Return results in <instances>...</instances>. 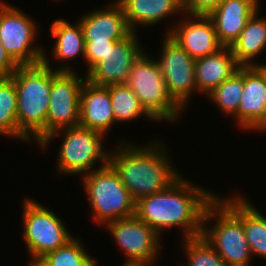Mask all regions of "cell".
Masks as SVG:
<instances>
[{
  "mask_svg": "<svg viewBox=\"0 0 266 266\" xmlns=\"http://www.w3.org/2000/svg\"><path fill=\"white\" fill-rule=\"evenodd\" d=\"M215 198L180 176L167 189L136 201L135 216L160 236L164 228L179 226L185 239L199 237L204 211Z\"/></svg>",
  "mask_w": 266,
  "mask_h": 266,
  "instance_id": "1",
  "label": "cell"
},
{
  "mask_svg": "<svg viewBox=\"0 0 266 266\" xmlns=\"http://www.w3.org/2000/svg\"><path fill=\"white\" fill-rule=\"evenodd\" d=\"M121 142L119 149L109 154V163L135 202L167 189L180 177L166 156L165 146L159 142L146 147Z\"/></svg>",
  "mask_w": 266,
  "mask_h": 266,
  "instance_id": "2",
  "label": "cell"
},
{
  "mask_svg": "<svg viewBox=\"0 0 266 266\" xmlns=\"http://www.w3.org/2000/svg\"><path fill=\"white\" fill-rule=\"evenodd\" d=\"M48 60L44 53L42 63L18 66L10 76L17 93L19 140L31 141L34 138L39 144L46 138V118L51 92V65Z\"/></svg>",
  "mask_w": 266,
  "mask_h": 266,
  "instance_id": "3",
  "label": "cell"
},
{
  "mask_svg": "<svg viewBox=\"0 0 266 266\" xmlns=\"http://www.w3.org/2000/svg\"><path fill=\"white\" fill-rule=\"evenodd\" d=\"M82 177L94 221L106 224L135 216L136 202L110 163Z\"/></svg>",
  "mask_w": 266,
  "mask_h": 266,
  "instance_id": "4",
  "label": "cell"
},
{
  "mask_svg": "<svg viewBox=\"0 0 266 266\" xmlns=\"http://www.w3.org/2000/svg\"><path fill=\"white\" fill-rule=\"evenodd\" d=\"M215 215L217 217H215ZM216 219L206 228L210 218ZM202 236L228 266H249L251 251L242 221L219 199L215 198L204 211Z\"/></svg>",
  "mask_w": 266,
  "mask_h": 266,
  "instance_id": "5",
  "label": "cell"
},
{
  "mask_svg": "<svg viewBox=\"0 0 266 266\" xmlns=\"http://www.w3.org/2000/svg\"><path fill=\"white\" fill-rule=\"evenodd\" d=\"M144 52L133 63L126 84L155 120L174 122L182 108L172 99L156 60Z\"/></svg>",
  "mask_w": 266,
  "mask_h": 266,
  "instance_id": "6",
  "label": "cell"
},
{
  "mask_svg": "<svg viewBox=\"0 0 266 266\" xmlns=\"http://www.w3.org/2000/svg\"><path fill=\"white\" fill-rule=\"evenodd\" d=\"M60 131H64L65 136L57 159L59 173L82 174L83 176L93 171L92 168L98 161L102 162V166L109 163L110 151H104L103 134L81 126L57 130L43 139L39 146L46 148L54 136L60 134Z\"/></svg>",
  "mask_w": 266,
  "mask_h": 266,
  "instance_id": "7",
  "label": "cell"
},
{
  "mask_svg": "<svg viewBox=\"0 0 266 266\" xmlns=\"http://www.w3.org/2000/svg\"><path fill=\"white\" fill-rule=\"evenodd\" d=\"M23 239L31 254L33 266L47 253L73 238L56 214L42 204L26 198L23 204Z\"/></svg>",
  "mask_w": 266,
  "mask_h": 266,
  "instance_id": "8",
  "label": "cell"
},
{
  "mask_svg": "<svg viewBox=\"0 0 266 266\" xmlns=\"http://www.w3.org/2000/svg\"><path fill=\"white\" fill-rule=\"evenodd\" d=\"M58 68H51L46 137L57 130L79 126L80 122V93L85 79L69 66Z\"/></svg>",
  "mask_w": 266,
  "mask_h": 266,
  "instance_id": "9",
  "label": "cell"
},
{
  "mask_svg": "<svg viewBox=\"0 0 266 266\" xmlns=\"http://www.w3.org/2000/svg\"><path fill=\"white\" fill-rule=\"evenodd\" d=\"M37 26L23 11L8 3H0V40L5 52L18 65H36L43 61L45 51L32 47Z\"/></svg>",
  "mask_w": 266,
  "mask_h": 266,
  "instance_id": "10",
  "label": "cell"
},
{
  "mask_svg": "<svg viewBox=\"0 0 266 266\" xmlns=\"http://www.w3.org/2000/svg\"><path fill=\"white\" fill-rule=\"evenodd\" d=\"M157 63L163 73L166 87L172 99L183 109L190 96L197 91L195 59L167 34Z\"/></svg>",
  "mask_w": 266,
  "mask_h": 266,
  "instance_id": "11",
  "label": "cell"
},
{
  "mask_svg": "<svg viewBox=\"0 0 266 266\" xmlns=\"http://www.w3.org/2000/svg\"><path fill=\"white\" fill-rule=\"evenodd\" d=\"M117 244L127 254L125 263L152 266L161 247L160 235L136 216L105 224Z\"/></svg>",
  "mask_w": 266,
  "mask_h": 266,
  "instance_id": "12",
  "label": "cell"
},
{
  "mask_svg": "<svg viewBox=\"0 0 266 266\" xmlns=\"http://www.w3.org/2000/svg\"><path fill=\"white\" fill-rule=\"evenodd\" d=\"M142 53L136 32H132L116 42L84 78L99 86L126 83L133 63Z\"/></svg>",
  "mask_w": 266,
  "mask_h": 266,
  "instance_id": "13",
  "label": "cell"
},
{
  "mask_svg": "<svg viewBox=\"0 0 266 266\" xmlns=\"http://www.w3.org/2000/svg\"><path fill=\"white\" fill-rule=\"evenodd\" d=\"M235 120L247 130H266V72L244 66V88Z\"/></svg>",
  "mask_w": 266,
  "mask_h": 266,
  "instance_id": "14",
  "label": "cell"
},
{
  "mask_svg": "<svg viewBox=\"0 0 266 266\" xmlns=\"http://www.w3.org/2000/svg\"><path fill=\"white\" fill-rule=\"evenodd\" d=\"M166 33L193 59L213 54L223 46L219 43L214 24L208 15H192ZM193 19V20H192ZM175 28V29H174Z\"/></svg>",
  "mask_w": 266,
  "mask_h": 266,
  "instance_id": "15",
  "label": "cell"
},
{
  "mask_svg": "<svg viewBox=\"0 0 266 266\" xmlns=\"http://www.w3.org/2000/svg\"><path fill=\"white\" fill-rule=\"evenodd\" d=\"M79 21L85 42H118L133 32L117 0L106 9L84 14Z\"/></svg>",
  "mask_w": 266,
  "mask_h": 266,
  "instance_id": "16",
  "label": "cell"
},
{
  "mask_svg": "<svg viewBox=\"0 0 266 266\" xmlns=\"http://www.w3.org/2000/svg\"><path fill=\"white\" fill-rule=\"evenodd\" d=\"M258 2L259 0H225L208 15L223 47H231L239 38L248 20L258 11Z\"/></svg>",
  "mask_w": 266,
  "mask_h": 266,
  "instance_id": "17",
  "label": "cell"
},
{
  "mask_svg": "<svg viewBox=\"0 0 266 266\" xmlns=\"http://www.w3.org/2000/svg\"><path fill=\"white\" fill-rule=\"evenodd\" d=\"M79 126L105 135L114 125L112 103L107 86L95 85L88 80L83 83L80 93Z\"/></svg>",
  "mask_w": 266,
  "mask_h": 266,
  "instance_id": "18",
  "label": "cell"
},
{
  "mask_svg": "<svg viewBox=\"0 0 266 266\" xmlns=\"http://www.w3.org/2000/svg\"><path fill=\"white\" fill-rule=\"evenodd\" d=\"M240 65L230 47H222L217 52L195 60L197 91L205 95L211 93L223 81L238 71Z\"/></svg>",
  "mask_w": 266,
  "mask_h": 266,
  "instance_id": "19",
  "label": "cell"
},
{
  "mask_svg": "<svg viewBox=\"0 0 266 266\" xmlns=\"http://www.w3.org/2000/svg\"><path fill=\"white\" fill-rule=\"evenodd\" d=\"M221 201L242 221L251 254L266 258V217L244 198Z\"/></svg>",
  "mask_w": 266,
  "mask_h": 266,
  "instance_id": "20",
  "label": "cell"
},
{
  "mask_svg": "<svg viewBox=\"0 0 266 266\" xmlns=\"http://www.w3.org/2000/svg\"><path fill=\"white\" fill-rule=\"evenodd\" d=\"M133 32L137 24L153 25L182 11V0H118Z\"/></svg>",
  "mask_w": 266,
  "mask_h": 266,
  "instance_id": "21",
  "label": "cell"
},
{
  "mask_svg": "<svg viewBox=\"0 0 266 266\" xmlns=\"http://www.w3.org/2000/svg\"><path fill=\"white\" fill-rule=\"evenodd\" d=\"M258 12L248 20L239 38L230 47L240 66H259L252 60L266 48V18H257Z\"/></svg>",
  "mask_w": 266,
  "mask_h": 266,
  "instance_id": "22",
  "label": "cell"
},
{
  "mask_svg": "<svg viewBox=\"0 0 266 266\" xmlns=\"http://www.w3.org/2000/svg\"><path fill=\"white\" fill-rule=\"evenodd\" d=\"M51 26V35L56 38L53 56L57 60H70L80 54L84 57L85 40L80 21L74 26L63 19H57Z\"/></svg>",
  "mask_w": 266,
  "mask_h": 266,
  "instance_id": "23",
  "label": "cell"
},
{
  "mask_svg": "<svg viewBox=\"0 0 266 266\" xmlns=\"http://www.w3.org/2000/svg\"><path fill=\"white\" fill-rule=\"evenodd\" d=\"M111 96L112 112L115 122H127L138 118L141 115H146L151 120H155L141 105L138 97L126 84H111L108 85Z\"/></svg>",
  "mask_w": 266,
  "mask_h": 266,
  "instance_id": "24",
  "label": "cell"
},
{
  "mask_svg": "<svg viewBox=\"0 0 266 266\" xmlns=\"http://www.w3.org/2000/svg\"><path fill=\"white\" fill-rule=\"evenodd\" d=\"M79 239L73 237L65 245L44 255L33 266H97Z\"/></svg>",
  "mask_w": 266,
  "mask_h": 266,
  "instance_id": "25",
  "label": "cell"
},
{
  "mask_svg": "<svg viewBox=\"0 0 266 266\" xmlns=\"http://www.w3.org/2000/svg\"><path fill=\"white\" fill-rule=\"evenodd\" d=\"M243 88L244 66H240L237 72L223 81L207 97L214 101L222 112L234 116L238 112Z\"/></svg>",
  "mask_w": 266,
  "mask_h": 266,
  "instance_id": "26",
  "label": "cell"
},
{
  "mask_svg": "<svg viewBox=\"0 0 266 266\" xmlns=\"http://www.w3.org/2000/svg\"><path fill=\"white\" fill-rule=\"evenodd\" d=\"M0 135L18 138L17 93L11 77L0 78Z\"/></svg>",
  "mask_w": 266,
  "mask_h": 266,
  "instance_id": "27",
  "label": "cell"
},
{
  "mask_svg": "<svg viewBox=\"0 0 266 266\" xmlns=\"http://www.w3.org/2000/svg\"><path fill=\"white\" fill-rule=\"evenodd\" d=\"M183 240L187 266H228L202 235Z\"/></svg>",
  "mask_w": 266,
  "mask_h": 266,
  "instance_id": "28",
  "label": "cell"
},
{
  "mask_svg": "<svg viewBox=\"0 0 266 266\" xmlns=\"http://www.w3.org/2000/svg\"><path fill=\"white\" fill-rule=\"evenodd\" d=\"M115 43L116 42H85L84 59L88 64L87 73L102 60Z\"/></svg>",
  "mask_w": 266,
  "mask_h": 266,
  "instance_id": "29",
  "label": "cell"
},
{
  "mask_svg": "<svg viewBox=\"0 0 266 266\" xmlns=\"http://www.w3.org/2000/svg\"><path fill=\"white\" fill-rule=\"evenodd\" d=\"M224 1L225 0H182V13H187L191 16L209 15Z\"/></svg>",
  "mask_w": 266,
  "mask_h": 266,
  "instance_id": "30",
  "label": "cell"
},
{
  "mask_svg": "<svg viewBox=\"0 0 266 266\" xmlns=\"http://www.w3.org/2000/svg\"><path fill=\"white\" fill-rule=\"evenodd\" d=\"M18 65L5 52L0 40V78L10 77Z\"/></svg>",
  "mask_w": 266,
  "mask_h": 266,
  "instance_id": "31",
  "label": "cell"
},
{
  "mask_svg": "<svg viewBox=\"0 0 266 266\" xmlns=\"http://www.w3.org/2000/svg\"><path fill=\"white\" fill-rule=\"evenodd\" d=\"M122 266H149V265H145V264L124 263Z\"/></svg>",
  "mask_w": 266,
  "mask_h": 266,
  "instance_id": "32",
  "label": "cell"
},
{
  "mask_svg": "<svg viewBox=\"0 0 266 266\" xmlns=\"http://www.w3.org/2000/svg\"><path fill=\"white\" fill-rule=\"evenodd\" d=\"M259 66L266 72V65L265 64H259Z\"/></svg>",
  "mask_w": 266,
  "mask_h": 266,
  "instance_id": "33",
  "label": "cell"
}]
</instances>
